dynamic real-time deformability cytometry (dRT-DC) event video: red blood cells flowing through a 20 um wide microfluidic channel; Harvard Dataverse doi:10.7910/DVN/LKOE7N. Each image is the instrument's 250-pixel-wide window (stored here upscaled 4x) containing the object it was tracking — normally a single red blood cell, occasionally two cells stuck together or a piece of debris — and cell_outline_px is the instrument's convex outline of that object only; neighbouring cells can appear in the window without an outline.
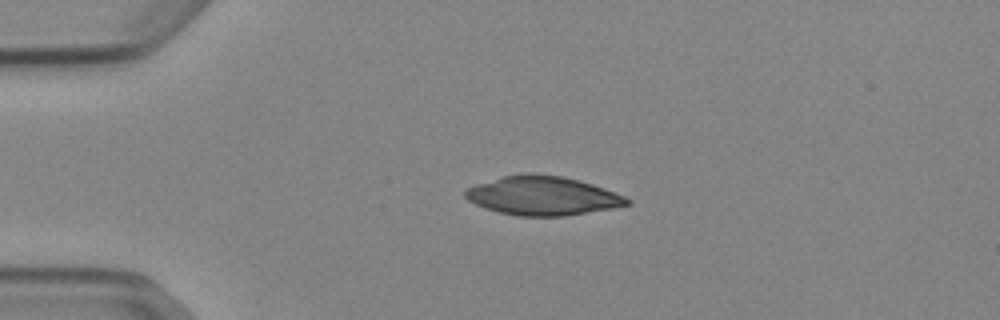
{"species": "Egyptian fruit bat (a non-hibernating species)", "species_latin": "Rousettus aegyptiacus", "temperature_condition": "cold", "stored_images_in_passage": 41, "camera_frame_rate_fps": 3000, "um_per_image_px": 0.085, "animal": {"sex": "female"}, "frame": {"image": 1, "passage_image": 1, "time_ms": 0.0, "image_size_px": [1000, 320], "cell_outline_px": [[632, 204], [612, 208], [564, 216], [516, 216], [484, 208], [468, 200], [464, 196], [464, 192], [468, 188], [476, 184], [500, 176], [528, 172], [564, 176], [580, 180], [616, 192], [632, 200]], "centroid_in_image_um": [46.12, 16.62], "position_along_channel_um": 38.9, "area_um2": 36.99}}
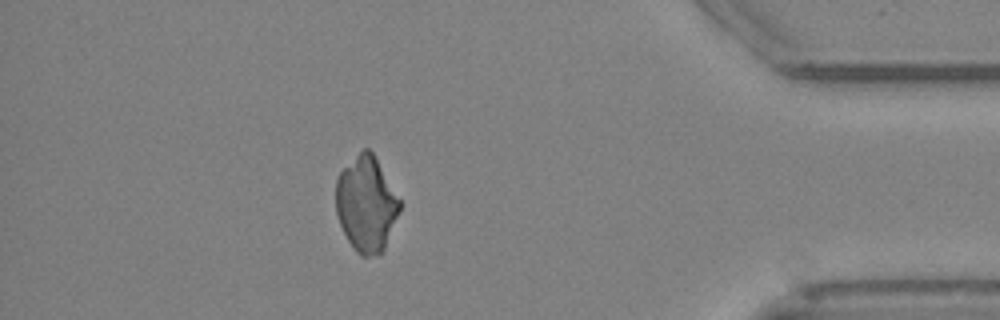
{"frame": {"image": 2, "passage_image": 35, "time_ms": 11.333, "image_size_px": [1000, 320], "cell_outline_px": [[400, 208], [384, 248], [380, 256], [360, 256], [352, 248], [340, 224], [336, 212], [336, 180], [340, 172], [364, 148], [368, 148], [372, 152], [400, 200]], "centroid_in_image_um": [31.11, 17.38], "position_along_channel_um": 404.1, "area_um2": 34.91}}